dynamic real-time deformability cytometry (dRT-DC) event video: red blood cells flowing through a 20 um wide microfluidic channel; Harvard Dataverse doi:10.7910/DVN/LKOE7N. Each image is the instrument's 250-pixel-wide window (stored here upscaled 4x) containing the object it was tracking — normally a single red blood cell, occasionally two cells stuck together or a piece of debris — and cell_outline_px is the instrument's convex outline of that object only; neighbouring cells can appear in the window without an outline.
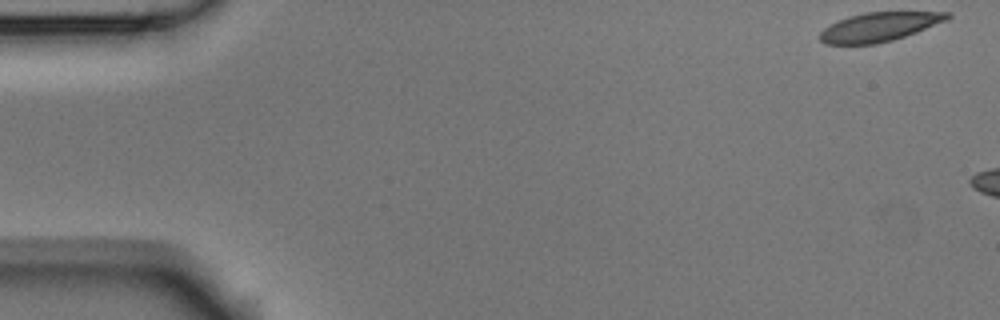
{"species": "Egyptian fruit bat (a non-hibernating species)", "species_latin": "Rousettus aegyptiacus", "temperature_condition": "room temperature", "stored_images_in_passage": 5, "camera_frame_rate_fps": 3000, "um_per_image_px": 0.085, "animal": {"sex": "male"}, "frame": {"image": 1, "passage_image": 1, "time_ms": 0.0, "image_size_px": [1000, 320], "cell_outline_px": [[952, 16], [948, 20], [916, 32], [892, 40], [876, 44], [824, 44], [820, 40], [820, 32], [824, 28], [848, 16], [864, 12], [952, 12]], "centroid_in_image_um": [74.76, 2.28], "position_along_channel_um": 10.2, "area_um2": 21.44}}